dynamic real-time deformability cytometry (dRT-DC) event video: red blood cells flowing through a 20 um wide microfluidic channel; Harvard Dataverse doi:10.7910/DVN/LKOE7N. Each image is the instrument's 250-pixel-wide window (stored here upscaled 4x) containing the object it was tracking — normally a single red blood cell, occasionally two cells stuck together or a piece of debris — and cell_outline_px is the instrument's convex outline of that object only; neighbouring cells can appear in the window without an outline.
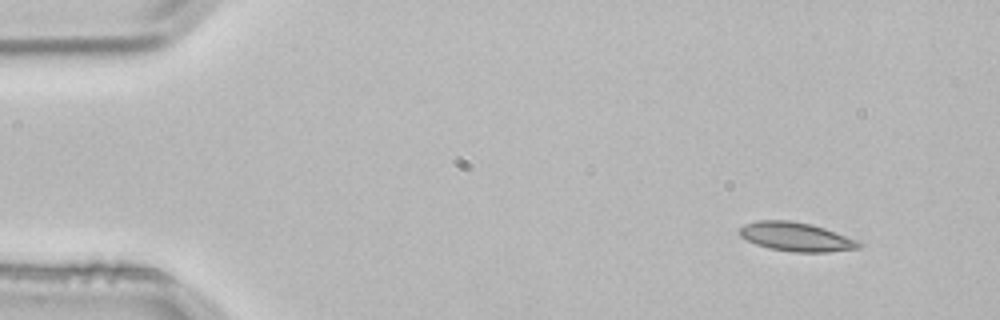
{"species": "common noctule bat (a hibernating species)", "species_latin": "Nyctalus noctula", "temperature_condition": "room temperature", "stored_images_in_passage": 3, "camera_frame_rate_fps": 3000, "um_per_image_px": 0.085, "animal": {"sex": "male", "body_mass_g": 21.5, "forearm_length_mm": 52.0}, "frame": {"image": 1, "passage_image": 1, "time_ms": 0.0, "image_size_px": [1000, 320], "cell_outline_px": [[864, 244], [860, 248], [828, 252], [792, 252], [768, 248], [756, 244], [740, 236], [740, 228], [744, 224], [756, 220], [788, 220], [808, 224], [824, 228], [860, 240]], "centroid_in_image_um": [67.71, 20.14], "position_along_channel_um": 17.3, "area_um2": 20.17}}